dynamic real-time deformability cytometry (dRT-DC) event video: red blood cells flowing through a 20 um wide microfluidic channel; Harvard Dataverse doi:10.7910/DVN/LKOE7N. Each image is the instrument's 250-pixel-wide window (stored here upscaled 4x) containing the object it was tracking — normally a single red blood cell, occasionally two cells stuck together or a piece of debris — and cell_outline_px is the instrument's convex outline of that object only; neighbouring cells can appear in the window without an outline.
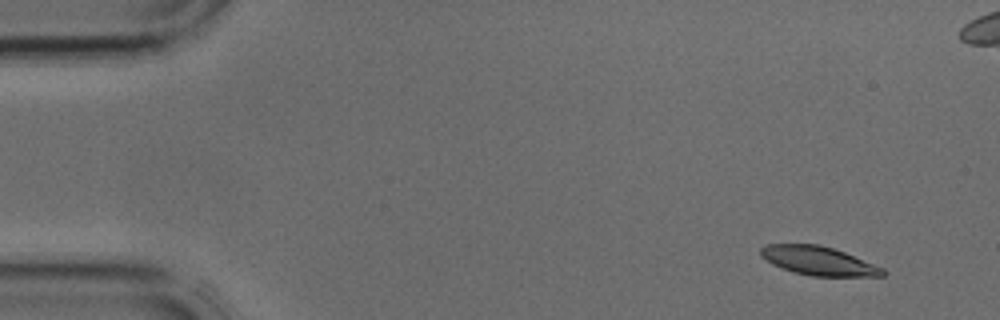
{"species": "common noctule bat (a hibernating species)", "species_latin": "Nyctalus noctula", "temperature_condition": "cold", "stored_images_in_passage": 4, "camera_frame_rate_fps": 3000, "um_per_image_px": 0.085, "animal": {"sex": "male", "body_mass_g": 17.9, "forearm_length_mm": 54.2}, "frame": {"image": 1, "passage_image": 1, "time_ms": 0.0, "image_size_px": [1000, 320], "cell_outline_px": [[888, 272], [884, 276], [812, 276], [792, 272], [772, 264], [760, 256], [760, 248], [764, 244], [820, 244], [844, 252], [884, 268]], "centroid_in_image_um": [69.56, 22.17], "position_along_channel_um": 15.4, "area_um2": 20.58}}